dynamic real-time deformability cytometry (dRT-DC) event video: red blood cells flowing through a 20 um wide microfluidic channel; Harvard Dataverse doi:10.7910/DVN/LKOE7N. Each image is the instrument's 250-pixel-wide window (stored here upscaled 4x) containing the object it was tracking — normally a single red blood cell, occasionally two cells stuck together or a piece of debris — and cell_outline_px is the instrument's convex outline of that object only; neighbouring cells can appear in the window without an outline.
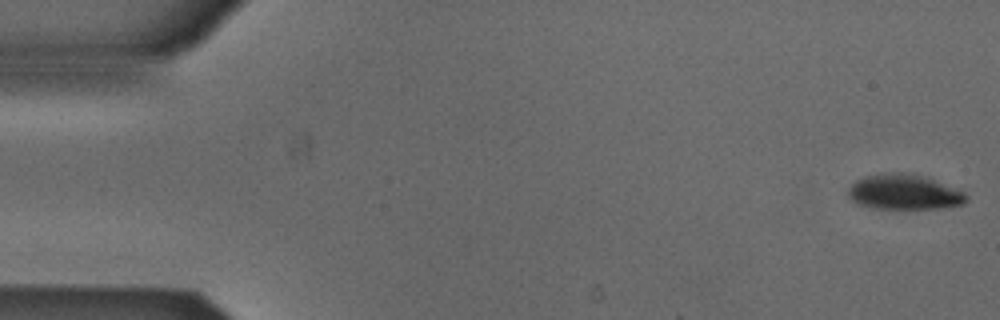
{"species": "Egyptian fruit bat (a non-hibernating species)", "species_latin": "Rousettus aegyptiacus", "temperature_condition": "cold", "stored_images_in_passage": 52, "camera_frame_rate_fps": 3000, "um_per_image_px": 0.085, "animal": {"sex": "male"}, "frame": {"image": 1, "passage_image": 1, "time_ms": 0.0, "image_size_px": [1000, 320], "cell_outline_px": [[968, 200], [964, 204], [936, 208], [872, 208], [860, 204], [852, 200], [848, 196], [848, 188], [856, 180], [864, 176], [884, 172], [912, 172], [928, 176], [964, 192], [968, 196]], "centroid_in_image_um": [76.86, 16.29], "position_along_channel_um": 8.1, "area_um2": 24.51}}
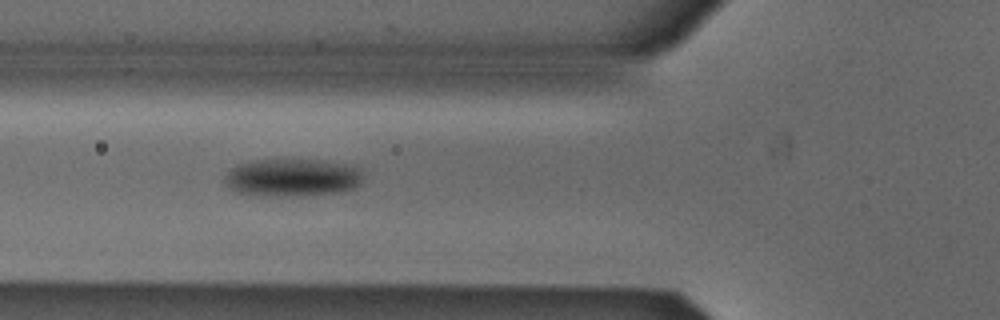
{"frame": {"image": 2, "passage_image": 19, "time_ms": 6.0, "image_size_px": [1000, 320], "cell_outline_px": [[364, 172], [360, 184], [356, 188], [340, 192], [300, 196], [248, 196], [236, 192], [224, 184], [224, 176], [236, 164], [252, 160], [324, 160], [364, 168]], "centroid_in_image_um": [24.84, 15.11], "position_along_channel_um": 101.0, "area_um2": 31.21}}
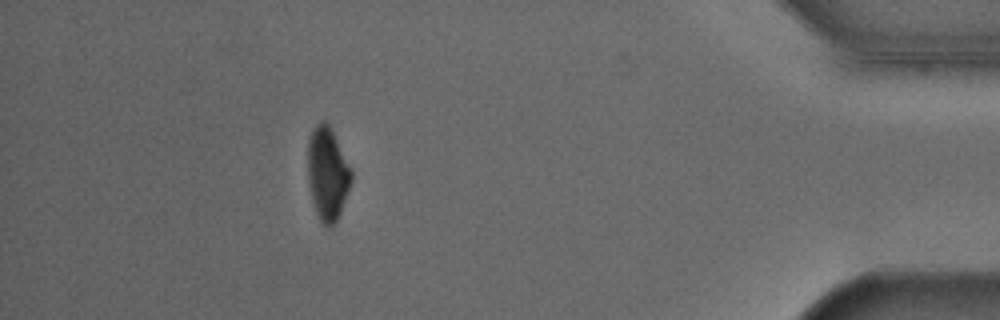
{"frame": {"image": 3, "passage_image": 47, "time_ms": 15.333, "image_size_px": [1000, 320], "cell_outline_px": [[352, 180], [340, 212], [332, 228], [324, 228], [316, 212], [312, 200], [308, 180], [308, 136], [312, 128], [320, 120], [324, 120], [328, 124], [352, 168]], "centroid_in_image_um": [27.83, 14.76], "position_along_channel_um": 407.4, "area_um2": 23.76}, "authors_computed_cell_mechanics": {"area_um2": 27.455, "velocity_mm_per_s": 3.8815, "shape_relaxation_time_tau1_ms": 2.3494, "shape_relaxation_time_tau2_ms": null, "deformation_change_tau1": 0.0966, "deformation_change_tau2": null}}